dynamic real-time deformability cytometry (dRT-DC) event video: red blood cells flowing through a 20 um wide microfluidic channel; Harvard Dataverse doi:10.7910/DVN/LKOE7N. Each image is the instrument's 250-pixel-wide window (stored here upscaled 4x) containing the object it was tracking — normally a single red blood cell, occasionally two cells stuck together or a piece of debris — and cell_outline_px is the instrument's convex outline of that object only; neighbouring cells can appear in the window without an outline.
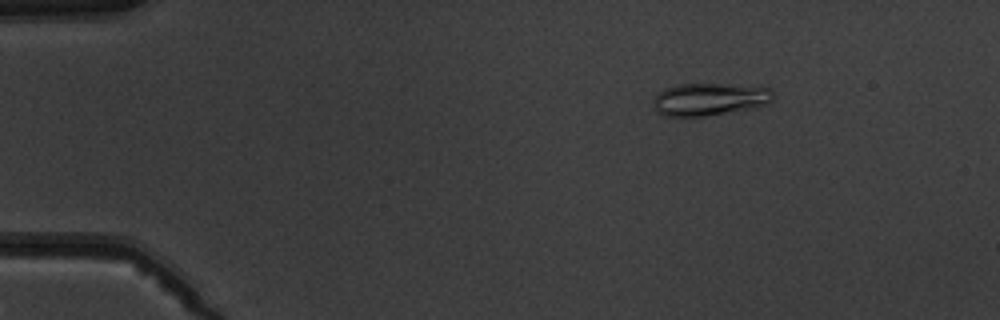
{"species": "common noctule bat (a hibernating species)", "species_latin": "Nyctalus noctula", "temperature_condition": "warm", "stored_images_in_passage": 5, "camera_frame_rate_fps": 3000, "um_per_image_px": 0.085, "animal": {"sex": "male", "body_mass_g": 19.5, "forearm_length_mm": 54.6}, "frame": {"image": 1, "passage_image": 2, "time_ms": 1.333, "image_size_px": [1000, 320], "cell_outline_px": [[772, 100], [768, 104], [756, 108], [704, 116], [664, 116], [656, 112], [652, 100], [664, 88], [676, 84], [720, 84], [772, 88]], "centroid_in_image_um": [60.29, 8.44], "position_along_channel_um": 24.7, "area_um2": 22.77}}